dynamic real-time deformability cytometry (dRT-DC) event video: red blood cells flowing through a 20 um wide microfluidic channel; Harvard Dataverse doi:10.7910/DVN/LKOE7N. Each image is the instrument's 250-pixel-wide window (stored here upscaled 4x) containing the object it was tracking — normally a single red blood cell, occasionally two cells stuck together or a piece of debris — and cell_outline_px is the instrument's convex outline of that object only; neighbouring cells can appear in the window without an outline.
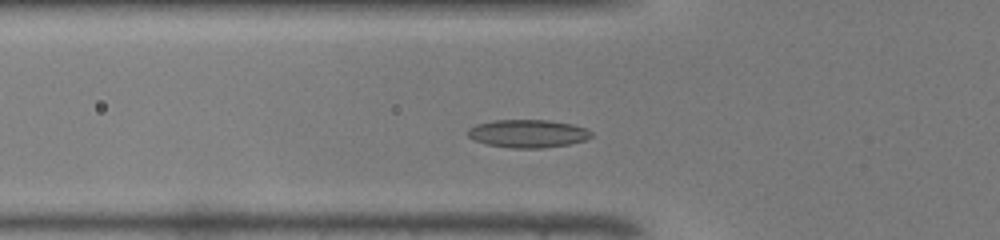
{"species": "common noctule bat (a hibernating species)", "species_latin": "Nyctalus noctula", "temperature_condition": "warm", "stored_images_in_passage": 38, "camera_frame_rate_fps": 3000, "um_per_image_px": 0.085, "animal": {"sex": "male", "body_mass_g": 19.0, "forearm_length_mm": 50.8}, "frame": {"image": 1, "passage_image": 7, "time_ms": 2.0, "image_size_px": [1000, 240], "cell_outline_px": [[592, 136], [584, 140], [568, 144], [544, 148], [512, 148], [484, 144], [468, 136], [468, 128], [476, 124], [492, 120], [548, 120], [572, 124], [588, 128], [592, 132]], "centroid_in_image_um": [44.87, 11.35], "position_along_channel_um": 80.9, "area_um2": 20.23}}
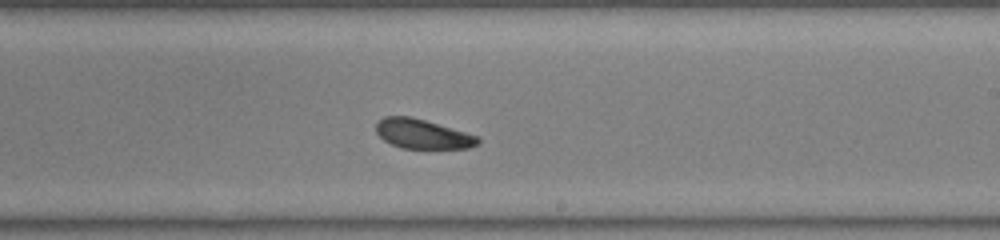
{"frame": {"image": 2, "passage_image": 19, "time_ms": 6.0, "image_size_px": [1000, 240], "cell_outline_px": [[480, 144], [468, 148], [400, 148], [384, 140], [376, 132], [376, 124], [384, 116], [408, 116], [424, 120], [480, 136]], "centroid_in_image_um": [35.94, 11.39], "position_along_channel_um": 253.1, "area_um2": 17.4}}
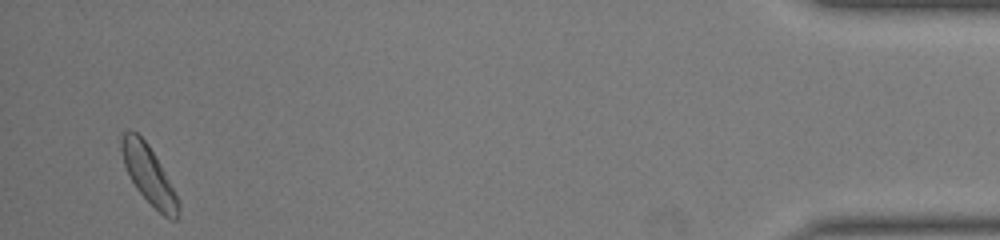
{"frame": {"image": 3, "passage_image": 36, "time_ms": 11.667, "image_size_px": [1000, 240], "cell_outline_px": [[180, 212], [176, 220], [172, 220], [164, 216], [136, 188], [124, 164], [120, 148], [120, 140], [124, 132], [128, 128], [136, 132], [148, 144], [160, 164], [176, 196], [180, 208]], "centroid_in_image_um": [12.61, 14.82], "position_along_channel_um": 422.6, "area_um2": 18.67}}